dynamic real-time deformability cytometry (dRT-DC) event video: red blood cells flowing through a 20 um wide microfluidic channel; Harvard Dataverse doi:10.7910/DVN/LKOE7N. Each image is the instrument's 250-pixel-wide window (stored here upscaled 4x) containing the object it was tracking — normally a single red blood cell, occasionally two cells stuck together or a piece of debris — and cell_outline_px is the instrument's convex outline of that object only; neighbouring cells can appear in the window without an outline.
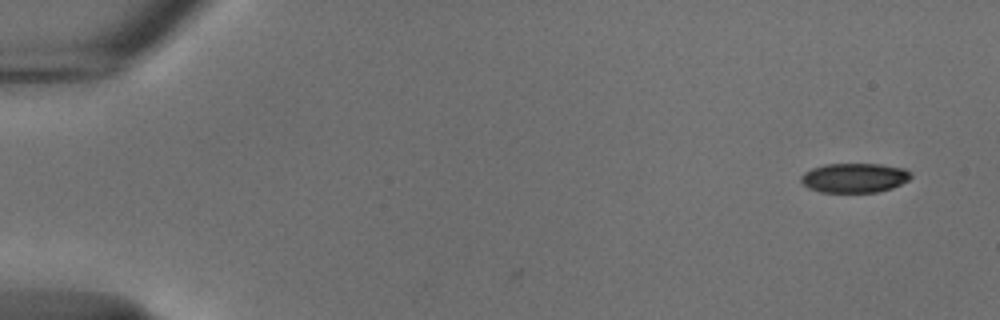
{"species": "common noctule bat (a hibernating species)", "species_latin": "Nyctalus noctula", "temperature_condition": "cold", "stored_images_in_passage": 52, "camera_frame_rate_fps": 3000, "um_per_image_px": 0.085, "animal": {"sex": "male", "body_mass_g": 18.8}, "frame": {"image": 1, "passage_image": 1, "time_ms": 0.0, "image_size_px": [1000, 320], "cell_outline_px": [[912, 176], [908, 180], [892, 188], [876, 192], [820, 192], [808, 188], [800, 180], [800, 176], [804, 172], [812, 168], [824, 164], [880, 164], [904, 168], [912, 172]], "centroid_in_image_um": [72.62, 15.11], "position_along_channel_um": 12.4, "area_um2": 18.96}}
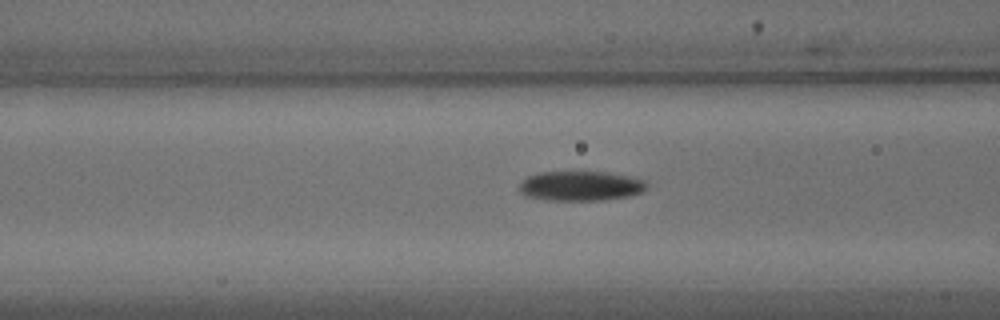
{"frame": {"image": 2, "passage_image": 20, "time_ms": 6.333, "image_size_px": [1000, 320], "cell_outline_px": [[648, 184], [644, 192], [628, 196], [604, 200], [548, 200], [524, 196], [520, 192], [520, 184], [528, 176], [540, 172], [608, 172], [644, 180]], "centroid_in_image_um": [49.36, 15.81], "position_along_channel_um": 117.2, "area_um2": 22.02}}
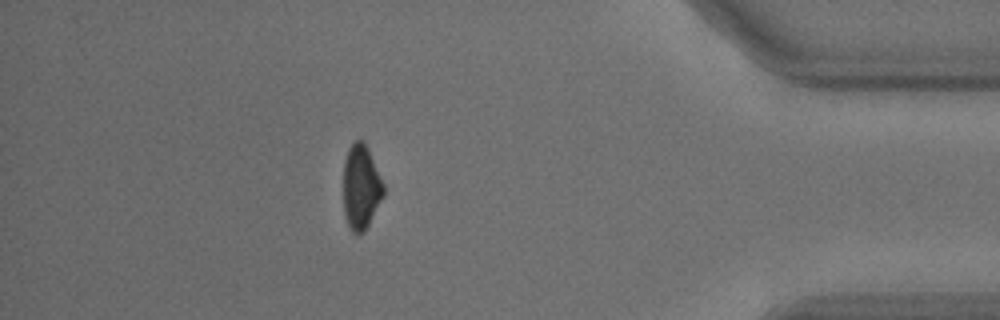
{"frame": {"image": 3, "passage_image": 46, "time_ms": 15.0, "image_size_px": [1000, 320], "cell_outline_px": [[384, 196], [364, 232], [352, 232], [344, 216], [344, 160], [348, 148], [356, 140], [360, 140], [368, 148], [384, 184]], "centroid_in_image_um": [30.69, 15.9], "position_along_channel_um": 404.5, "area_um2": 19.65}, "authors_computed_cell_mechanics": {"area_um2": 21.5016, "velocity_mm_per_s": 3.7529, "shape_relaxation_time_tau1_ms": 2.8505, "shape_relaxation_time_tau2_ms": null, "deformation_change_tau1": 0.1178, "deformation_change_tau2": null}}